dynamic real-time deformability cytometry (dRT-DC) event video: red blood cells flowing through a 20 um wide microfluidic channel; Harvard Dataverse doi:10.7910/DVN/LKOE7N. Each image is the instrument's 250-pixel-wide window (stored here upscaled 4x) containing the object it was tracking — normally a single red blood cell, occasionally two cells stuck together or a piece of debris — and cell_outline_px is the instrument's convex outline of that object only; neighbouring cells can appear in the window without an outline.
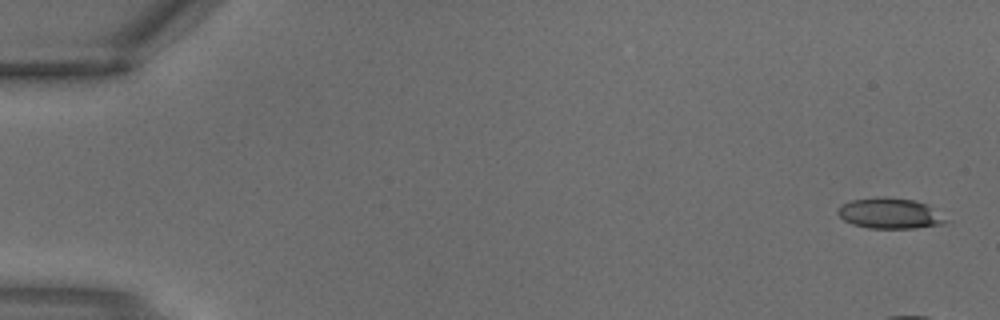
{"species": "common noctule bat (a hibernating species)", "species_latin": "Nyctalus noctula", "temperature_condition": "warm", "stored_images_in_passage": 4, "camera_frame_rate_fps": 3000, "um_per_image_px": 0.085, "animal": {"sex": "male", "body_mass_g": 18.8}, "frame": {"image": 1, "passage_image": 1, "time_ms": 0.0, "image_size_px": [1000, 320], "cell_outline_px": [[952, 220], [944, 224], [916, 228], [868, 228], [852, 224], [844, 220], [836, 212], [844, 204], [852, 200], [884, 196], [916, 200], [928, 204]], "centroid_in_image_um": [75.74, 18.14], "position_along_channel_um": 9.3, "area_um2": 19.54}}